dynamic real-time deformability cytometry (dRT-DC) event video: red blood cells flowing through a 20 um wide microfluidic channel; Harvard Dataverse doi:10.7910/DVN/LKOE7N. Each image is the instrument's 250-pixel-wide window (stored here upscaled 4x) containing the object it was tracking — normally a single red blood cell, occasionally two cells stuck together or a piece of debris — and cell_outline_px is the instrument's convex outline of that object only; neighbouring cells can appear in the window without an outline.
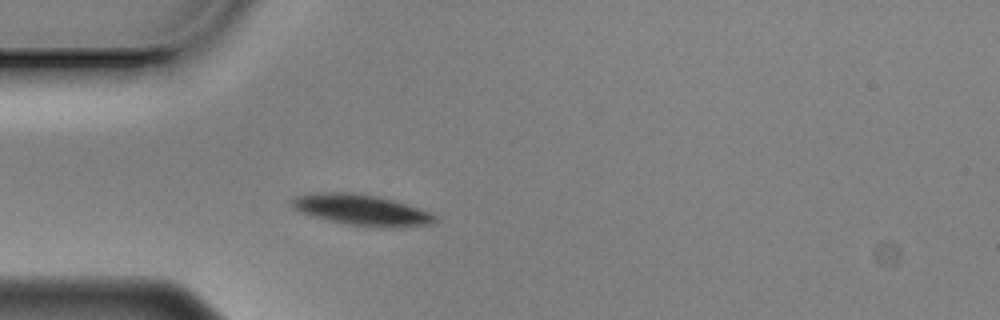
{"species": "Egyptian fruit bat (a non-hibernating species)", "species_latin": "Rousettus aegyptiacus", "temperature_condition": "cold", "stored_images_in_passage": 29, "camera_frame_rate_fps": 3000, "um_per_image_px": 0.085, "animal": {"sex": "male"}, "frame": {"image": 1, "passage_image": 1, "time_ms": 0.0, "image_size_px": [1000, 320], "cell_outline_px": [[440, 220], [432, 224], [400, 228], [380, 228], [352, 224], [332, 220], [300, 212], [292, 208], [292, 200], [296, 196], [316, 192], [352, 192], [376, 196], [392, 200], [420, 208], [432, 212]], "centroid_in_image_um": [30.83, 17.85], "position_along_channel_um": 54.2, "area_um2": 25.72}}
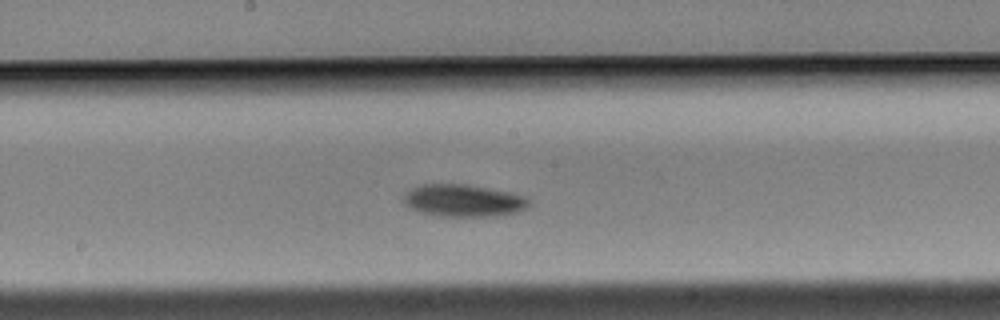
{"frame": {"image": 2, "passage_image": 15, "time_ms": 4.667, "image_size_px": [1000, 320], "cell_outline_px": [[532, 200], [528, 208], [516, 212], [496, 216], [440, 216], [408, 208], [404, 204], [404, 196], [412, 188], [420, 184], [464, 184], [508, 192], [528, 196]], "centroid_in_image_um": [39.44, 17.05], "position_along_channel_um": 208.8, "area_um2": 23.52}}
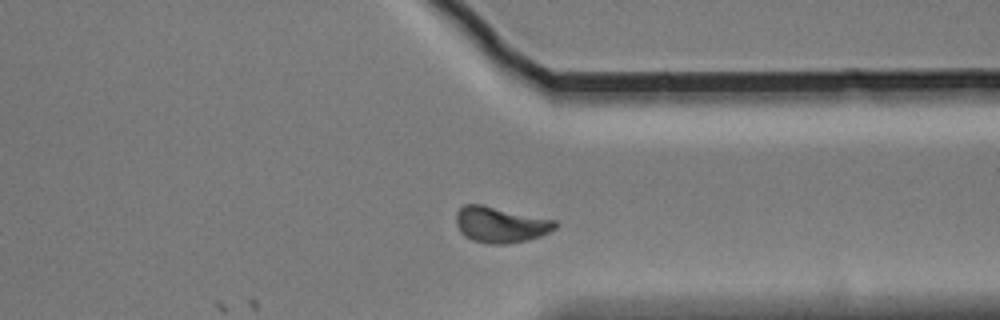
{"frame": {"image": 3, "passage_image": 29, "time_ms": 9.333, "image_size_px": [1000, 320], "cell_outline_px": [[556, 228], [540, 236], [528, 240], [508, 244], [488, 244], [472, 240], [464, 236], [460, 232], [456, 224], [456, 212], [464, 204], [480, 204], [556, 220]], "centroid_in_image_um": [42.51, 19.1], "position_along_channel_um": 368.9, "area_um2": 20.75}, "authors_computed_cell_mechanics": {"area_um2": 23.3512, "velocity_mm_per_s": 3.4422, "shape_relaxation_time_tau1_ms": 2.4801, "shape_relaxation_time_tau2_ms": null, "deformation_change_tau1": 0.0698, "deformation_change_tau2": null}}